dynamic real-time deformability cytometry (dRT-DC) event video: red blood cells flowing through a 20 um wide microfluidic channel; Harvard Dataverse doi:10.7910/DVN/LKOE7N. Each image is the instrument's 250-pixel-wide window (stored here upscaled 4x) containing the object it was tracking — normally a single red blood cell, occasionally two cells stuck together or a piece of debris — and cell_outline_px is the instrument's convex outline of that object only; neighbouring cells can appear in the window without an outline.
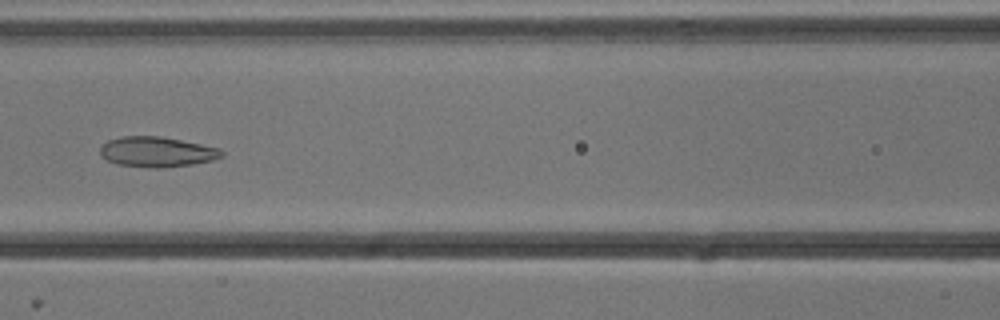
{"species": "common noctule bat (a hibernating species)", "species_latin": "Nyctalus noctula", "temperature_condition": "cold", "stored_images_in_passage": 33, "camera_frame_rate_fps": 3000, "um_per_image_px": 0.085, "animal": {"sex": "male", "body_mass_g": 13.3}, "frame": {"image": 1, "passage_image": 8, "time_ms": 2.333, "image_size_px": [1000, 320], "cell_outline_px": [[224, 156], [212, 160], [192, 164], [164, 168], [152, 168], [116, 164], [100, 156], [100, 148], [108, 140], [124, 136], [160, 136], [220, 148], [224, 152]], "centroid_in_image_um": [13.34, 12.91], "position_along_channel_um": 153.3, "area_um2": 21.39}}
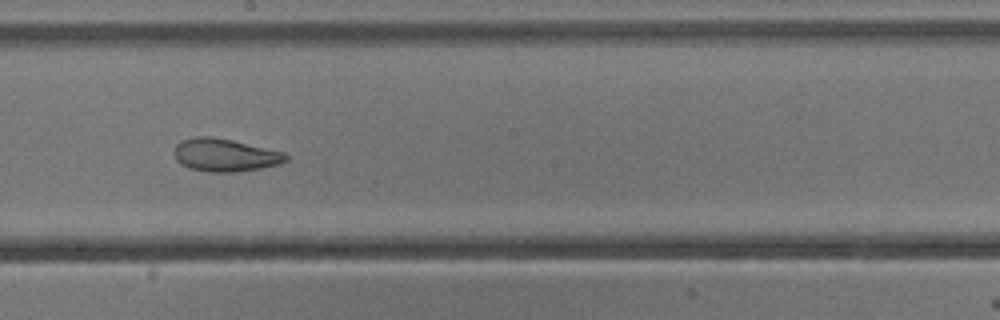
{"frame": {"image": 2, "passage_image": 14, "time_ms": 4.333, "image_size_px": [1000, 320], "cell_outline_px": [[288, 160], [280, 164], [260, 168], [236, 172], [208, 172], [188, 168], [180, 164], [176, 160], [176, 144], [180, 140], [192, 136], [212, 136], [232, 140], [284, 152], [288, 156]], "centroid_in_image_um": [19.11, 13.18], "position_along_channel_um": 229.1, "area_um2": 21.5}}
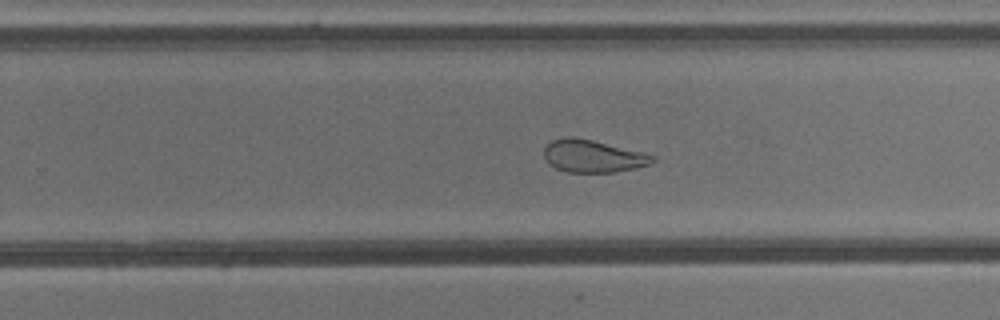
{"frame": {"image": 3, "passage_image": 18, "time_ms": 5.667, "image_size_px": [1000, 320], "cell_outline_px": [[656, 160], [652, 164], [636, 168], [612, 172], [568, 172], [556, 168], [548, 164], [544, 156], [544, 148], [552, 140], [564, 136], [568, 136], [592, 140], [656, 156]], "centroid_in_image_um": [50.38, 13.28], "position_along_channel_um": 279.4, "area_um2": 20.4}, "authors_computed_cell_mechanics": {"area_um2": 21.6172, "velocity_mm_per_s": 3.793, "shape_relaxation_time_tau1_ms": 7.2864, "shape_relaxation_time_tau2_ms": 1.9426, "deformation_change_tau1": 0.1673, "deformation_change_tau2": 0.0925}}